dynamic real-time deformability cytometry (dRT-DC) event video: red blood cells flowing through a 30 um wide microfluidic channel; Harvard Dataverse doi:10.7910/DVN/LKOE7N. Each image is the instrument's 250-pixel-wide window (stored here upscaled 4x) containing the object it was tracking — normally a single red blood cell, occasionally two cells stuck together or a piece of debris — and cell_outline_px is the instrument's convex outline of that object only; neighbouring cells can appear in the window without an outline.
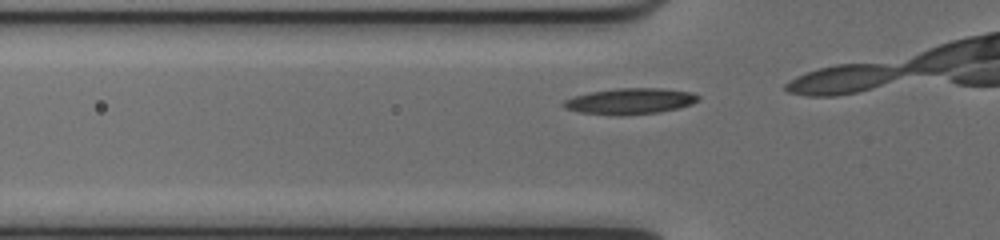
{"species": "common noctule bat (a hibernating species)", "species_latin": "Nyctalus noctula", "temperature_condition": "cold", "stored_images_in_passage": 5, "camera_frame_rate_fps": 3000, "um_per_image_px": 0.085, "animal": {"sex": "female", "body_mass_g": 17.0, "forearm_length_mm": 48.0}, "frame": {"image": 1, "passage_image": 2, "time_ms": 0.333, "image_size_px": [1000, 240], "cell_outline_px": [[700, 100], [692, 104], [660, 112], [620, 116], [580, 112], [564, 108], [560, 104], [564, 100], [576, 96], [592, 92], [616, 88], [664, 88], [692, 92], [700, 96]], "centroid_in_image_um": [53.58, 8.6], "position_along_channel_um": 72.2, "area_um2": 20.46}}